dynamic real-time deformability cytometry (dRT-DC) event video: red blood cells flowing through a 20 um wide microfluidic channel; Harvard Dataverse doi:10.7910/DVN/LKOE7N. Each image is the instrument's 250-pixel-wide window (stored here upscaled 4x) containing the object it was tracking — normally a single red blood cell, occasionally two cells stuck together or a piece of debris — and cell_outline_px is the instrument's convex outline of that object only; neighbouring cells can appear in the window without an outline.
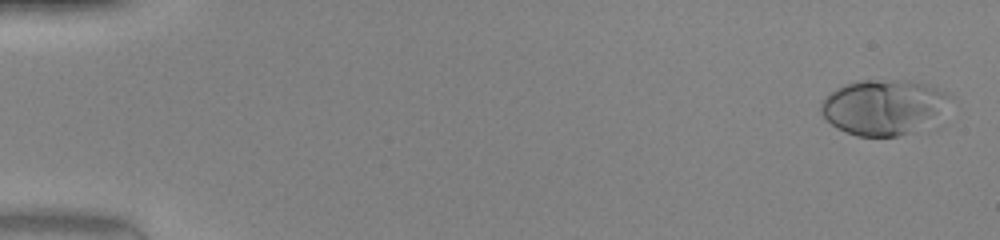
{"species": "human", "species_latin": "Homo sapiens", "temperature_condition": "warm", "stored_images_in_passage": 49, "camera_frame_rate_fps": 3000, "um_per_image_px": 0.085, "donor": {"sex": "female"}, "frame": {"image": 1, "passage_image": 2, "time_ms": 0.333, "image_size_px": [1000, 240], "cell_outline_px": [[940, 92], [928, 108], [908, 132], [896, 136], [856, 136], [832, 124], [820, 112], [820, 108], [824, 100], [836, 88], [844, 84], [864, 80], [872, 80], [920, 84], [932, 88]], "centroid_in_image_um": [74.59, 9.1], "position_along_channel_um": 10.4, "area_um2": 36.01}}
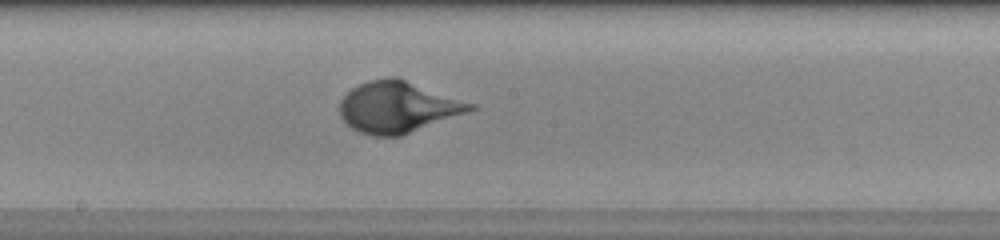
{"frame": {"image": 2, "passage_image": 28, "time_ms": 9.0, "image_size_px": [1000, 240], "cell_outline_px": [[476, 108], [400, 136], [372, 136], [360, 132], [352, 128], [340, 116], [340, 100], [352, 88], [368, 80], [384, 76], [396, 76], [476, 104]], "centroid_in_image_um": [33.78, 9.07], "position_along_channel_um": 214.4, "area_um2": 38.73}}
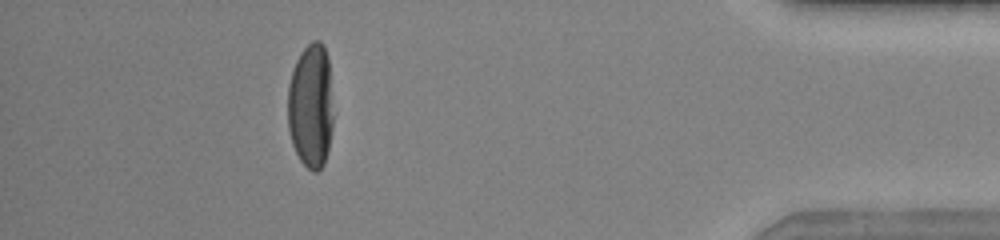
{"frame": {"image": 3, "passage_image": 45, "time_ms": 14.667, "image_size_px": [1000, 240], "cell_outline_px": [[332, 124], [328, 148], [324, 164], [316, 172], [312, 172], [300, 160], [292, 144], [288, 128], [288, 84], [296, 60], [300, 52], [312, 40], [320, 40], [324, 44], [328, 56], [332, 116]], "centroid_in_image_um": [26.4, 8.98], "position_along_channel_um": 408.8, "area_um2": 33.0}}